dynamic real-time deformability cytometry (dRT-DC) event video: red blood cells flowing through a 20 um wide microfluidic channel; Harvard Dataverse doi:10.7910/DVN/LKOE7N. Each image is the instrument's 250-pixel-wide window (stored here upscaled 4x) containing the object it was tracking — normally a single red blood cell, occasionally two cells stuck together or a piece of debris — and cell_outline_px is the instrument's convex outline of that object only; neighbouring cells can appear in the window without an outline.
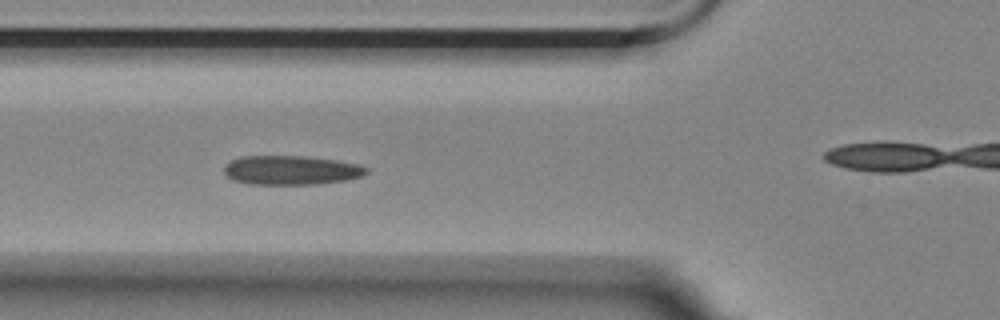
{"species": "Egyptian fruit bat (a non-hibernating species)", "species_latin": "Rousettus aegyptiacus", "temperature_condition": "room temperature", "stored_images_in_passage": 7, "camera_frame_rate_fps": 3000, "um_per_image_px": 0.085, "animal": {"sex": "female"}, "frame": {"image": 1, "passage_image": 3, "time_ms": 0.667, "image_size_px": [1000, 320], "cell_outline_px": [[368, 172], [360, 176], [348, 180], [316, 184], [248, 184], [232, 180], [224, 172], [224, 164], [240, 156], [304, 156], [336, 160], [360, 164], [368, 168]], "centroid_in_image_um": [24.74, 14.46], "position_along_channel_um": 101.1, "area_um2": 24.33}}
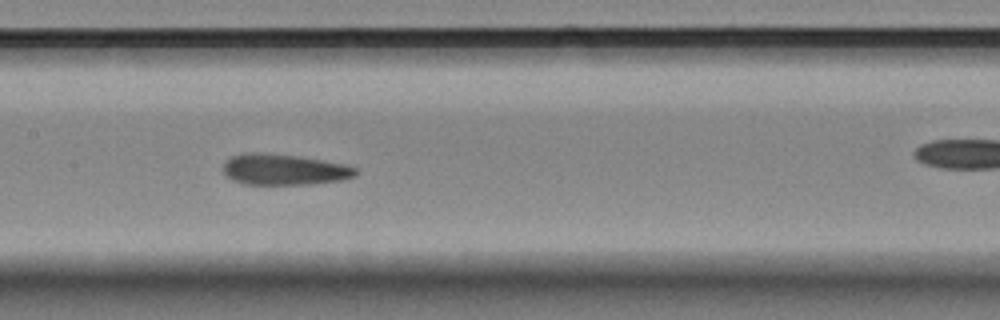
{"frame": {"image": 2, "passage_image": 5, "time_ms": 1.333, "image_size_px": [1000, 320], "cell_outline_px": [[356, 176], [340, 180], [312, 184], [244, 184], [232, 180], [224, 172], [224, 160], [232, 156], [244, 152], [264, 152], [300, 156], [348, 164], [356, 168]], "centroid_in_image_um": [24.15, 14.39], "position_along_channel_um": 183.3, "area_um2": 24.16}}